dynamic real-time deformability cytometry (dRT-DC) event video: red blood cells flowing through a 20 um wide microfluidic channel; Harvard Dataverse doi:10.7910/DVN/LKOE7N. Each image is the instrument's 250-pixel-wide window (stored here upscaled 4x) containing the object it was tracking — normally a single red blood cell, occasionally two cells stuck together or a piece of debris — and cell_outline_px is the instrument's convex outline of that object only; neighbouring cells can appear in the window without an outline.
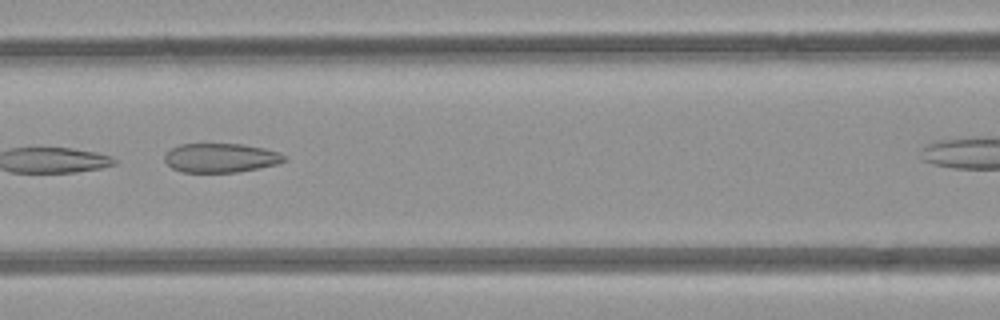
{"species": "common noctule bat (a hibernating species)", "species_latin": "Nyctalus noctula", "temperature_condition": "room temperature", "stored_images_in_passage": 5, "camera_frame_rate_fps": 3000, "um_per_image_px": 0.085, "animal": {"sex": "female", "body_mass_g": 21.9}, "frame": {"image": 1, "passage_image": 4, "time_ms": 3.333, "image_size_px": [1000, 320], "cell_outline_px": [[288, 160], [276, 164], [260, 168], [236, 172], [180, 172], [172, 168], [164, 160], [164, 156], [172, 148], [180, 144], [240, 144], [264, 148], [280, 152]], "centroid_in_image_um": [18.77, 13.42], "position_along_channel_um": 147.8, "area_um2": 20.29}}